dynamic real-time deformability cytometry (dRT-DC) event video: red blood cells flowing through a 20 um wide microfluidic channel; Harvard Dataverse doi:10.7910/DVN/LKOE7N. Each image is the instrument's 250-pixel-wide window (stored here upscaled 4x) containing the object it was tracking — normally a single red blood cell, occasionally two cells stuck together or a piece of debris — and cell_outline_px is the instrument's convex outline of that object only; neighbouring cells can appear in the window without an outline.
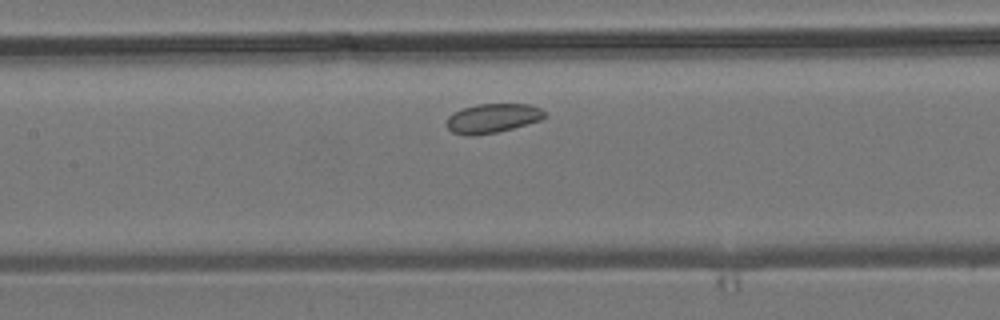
{"species": "common noctule bat (a hibernating species)", "species_latin": "Nyctalus noctula", "temperature_condition": "room temperature", "stored_images_in_passage": 6, "camera_frame_rate_fps": 3000, "um_per_image_px": 0.085, "animal": {"sex": "male", "body_mass_g": 19.2, "forearm_length_mm": 51.8}, "frame": {"image": 1, "passage_image": 6, "time_ms": 6.667, "image_size_px": [1000, 320], "cell_outline_px": [[544, 116], [540, 120], [512, 128], [496, 132], [472, 136], [464, 136], [452, 132], [448, 128], [448, 116], [452, 112], [476, 104], [528, 104], [540, 108], [544, 112]], "centroid_in_image_um": [41.82, 10.05], "position_along_channel_um": 165.6, "area_um2": 16.53}}